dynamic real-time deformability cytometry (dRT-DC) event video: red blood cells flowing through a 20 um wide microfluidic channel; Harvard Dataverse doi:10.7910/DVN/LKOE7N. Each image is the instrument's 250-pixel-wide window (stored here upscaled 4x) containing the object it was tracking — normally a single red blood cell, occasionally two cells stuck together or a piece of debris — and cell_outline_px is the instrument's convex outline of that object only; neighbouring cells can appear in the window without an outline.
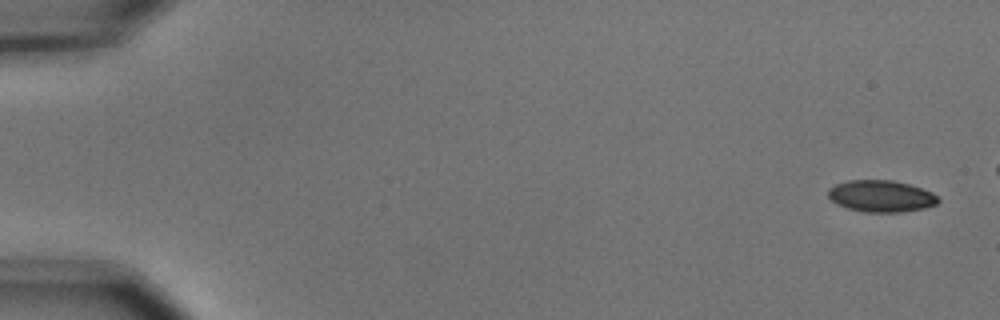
{"species": "common noctule bat (a hibernating species)", "species_latin": "Nyctalus noctula", "temperature_condition": "cold", "stored_images_in_passage": 6, "camera_frame_rate_fps": 3000, "um_per_image_px": 0.085, "animal": {"sex": "male", "body_mass_g": 15.6}, "frame": {"image": 1, "passage_image": 1, "time_ms": 0.0, "image_size_px": [1000, 320], "cell_outline_px": [[940, 200], [936, 204], [924, 208], [900, 212], [868, 212], [848, 208], [836, 204], [828, 196], [828, 188], [836, 184], [848, 180], [892, 180], [908, 184], [932, 192]], "centroid_in_image_um": [74.87, 16.66], "position_along_channel_um": 10.1, "area_um2": 20.17}}